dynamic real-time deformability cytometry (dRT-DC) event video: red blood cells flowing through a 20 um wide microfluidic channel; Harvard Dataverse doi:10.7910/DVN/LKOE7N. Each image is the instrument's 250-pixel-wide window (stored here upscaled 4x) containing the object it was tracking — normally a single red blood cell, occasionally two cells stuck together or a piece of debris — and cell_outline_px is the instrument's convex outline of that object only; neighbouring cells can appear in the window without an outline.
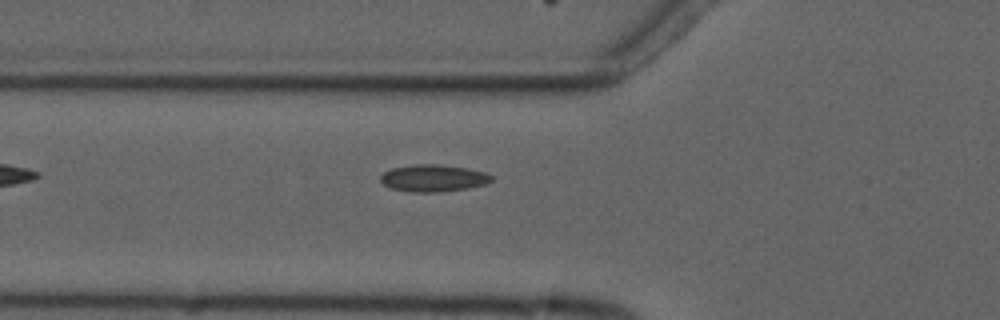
{"species": "common noctule bat (a hibernating species)", "species_latin": "Nyctalus noctula", "temperature_condition": "cold", "stored_images_in_passage": 6, "camera_frame_rate_fps": 3000, "um_per_image_px": 0.085, "animal": {"sex": "male", "forearm_length_mm": 52.5}, "frame": {"image": 1, "passage_image": 6, "time_ms": 5.667, "image_size_px": [1000, 320], "cell_outline_px": [[492, 180], [484, 184], [468, 188], [440, 192], [412, 192], [392, 188], [384, 184], [380, 180], [380, 176], [384, 172], [392, 168], [416, 164], [436, 164], [468, 168], [484, 172], [492, 176]], "centroid_in_image_um": [36.82, 15.14], "position_along_channel_um": 89.0, "area_um2": 17.34}}